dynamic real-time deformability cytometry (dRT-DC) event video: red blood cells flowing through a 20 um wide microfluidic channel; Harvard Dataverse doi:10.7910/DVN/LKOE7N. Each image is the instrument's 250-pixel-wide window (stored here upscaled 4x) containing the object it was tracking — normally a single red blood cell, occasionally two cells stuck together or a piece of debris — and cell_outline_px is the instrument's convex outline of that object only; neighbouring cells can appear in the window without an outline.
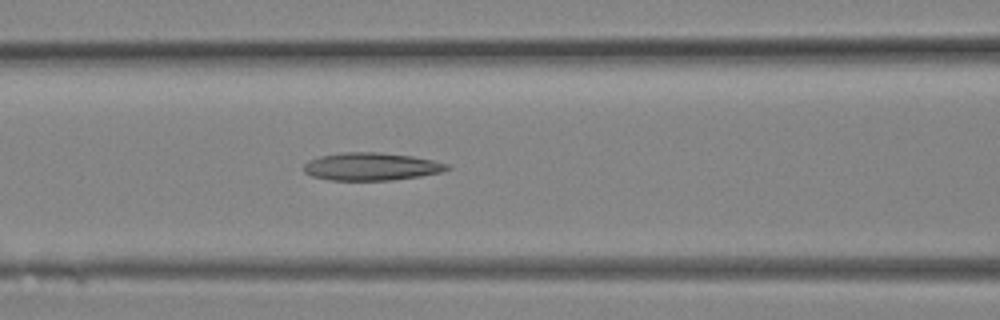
{"species": "Egyptian fruit bat (a non-hibernating species)", "species_latin": "Rousettus aegyptiacus", "temperature_condition": "room temperature", "stored_images_in_passage": 5, "camera_frame_rate_fps": 3000, "um_per_image_px": 0.085, "animal": {"sex": "female"}, "frame": {"image": 1, "passage_image": 5, "time_ms": 1.333, "image_size_px": [1000, 320], "cell_outline_px": [[452, 168], [440, 172], [420, 176], [392, 180], [328, 180], [312, 176], [304, 172], [304, 164], [308, 160], [320, 156], [344, 152], [380, 152], [412, 156], [432, 160], [448, 164]], "centroid_in_image_um": [31.54, 14.15], "position_along_channel_um": 135.1, "area_um2": 23.18}}